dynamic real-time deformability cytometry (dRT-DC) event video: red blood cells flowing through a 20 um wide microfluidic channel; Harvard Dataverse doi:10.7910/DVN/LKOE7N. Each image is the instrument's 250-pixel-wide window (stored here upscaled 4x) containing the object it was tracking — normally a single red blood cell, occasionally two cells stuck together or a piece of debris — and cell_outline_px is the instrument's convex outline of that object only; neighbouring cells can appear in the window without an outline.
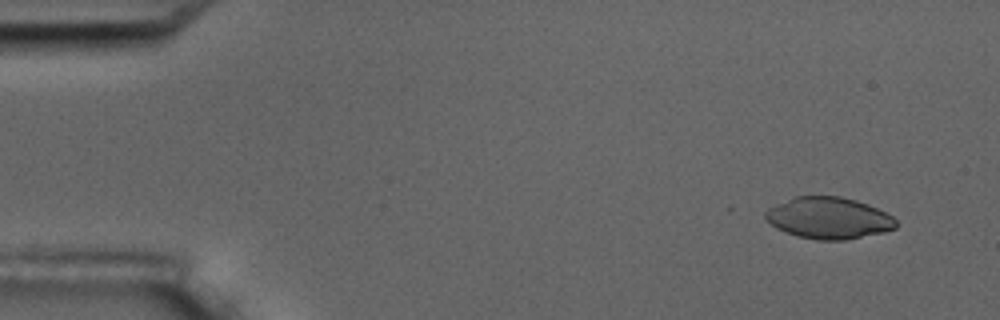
{"species": "common noctule bat (a hibernating species)", "species_latin": "Nyctalus noctula", "temperature_condition": "room temperature", "stored_images_in_passage": 15, "camera_frame_rate_fps": 3000, "um_per_image_px": 0.085, "animal": {"sex": "male", "body_mass_g": 17.5, "forearm_length_mm": 52.3}, "frame": {"image": 1, "passage_image": 1, "time_ms": 0.0, "image_size_px": [1000, 320], "cell_outline_px": [[896, 228], [884, 232], [844, 240], [816, 240], [796, 236], [776, 228], [764, 216], [764, 212], [768, 208], [776, 204], [796, 196], [840, 196], [856, 200], [868, 204], [892, 216], [896, 220]], "centroid_in_image_um": [70.43, 18.53], "position_along_channel_um": 14.6, "area_um2": 31.56}}